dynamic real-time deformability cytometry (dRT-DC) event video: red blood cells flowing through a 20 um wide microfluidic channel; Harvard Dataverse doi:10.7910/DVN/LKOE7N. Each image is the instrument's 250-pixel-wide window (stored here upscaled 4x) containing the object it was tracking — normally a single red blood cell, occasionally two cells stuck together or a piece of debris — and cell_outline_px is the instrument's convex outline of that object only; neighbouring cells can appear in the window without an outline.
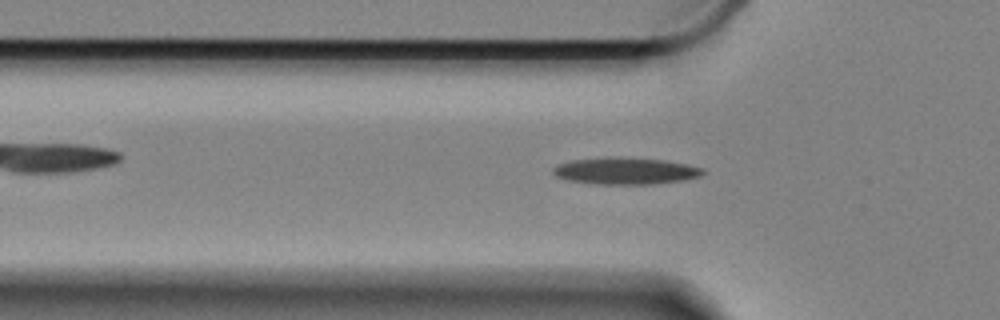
{"species": "Egyptian fruit bat (a non-hibernating species)", "species_latin": "Rousettus aegyptiacus", "temperature_condition": "cold", "stored_images_in_passage": 44, "camera_frame_rate_fps": 3000, "um_per_image_px": 0.085, "animal": {"sex": "female"}, "frame": {"image": 1, "passage_image": 18, "time_ms": 5.667, "image_size_px": [1000, 320], "cell_outline_px": [[704, 172], [700, 176], [684, 180], [652, 184], [600, 184], [568, 180], [556, 176], [552, 172], [552, 168], [556, 164], [572, 160], [608, 156], [612, 156], [664, 160], [704, 168]], "centroid_in_image_um": [53.13, 14.52], "position_along_channel_um": 72.7, "area_um2": 23.47}}
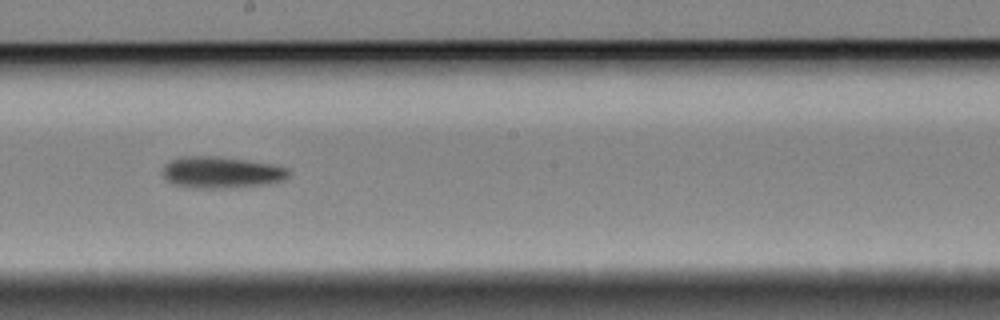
{"frame": {"image": 2, "passage_image": 32, "time_ms": 10.333, "image_size_px": [1000, 320], "cell_outline_px": [[292, 172], [284, 180], [264, 184], [216, 188], [200, 188], [176, 184], [168, 180], [164, 176], [164, 164], [180, 156], [220, 156], [272, 164], [288, 168]], "centroid_in_image_um": [18.85, 14.63], "position_along_channel_um": 229.4, "area_um2": 22.83}}
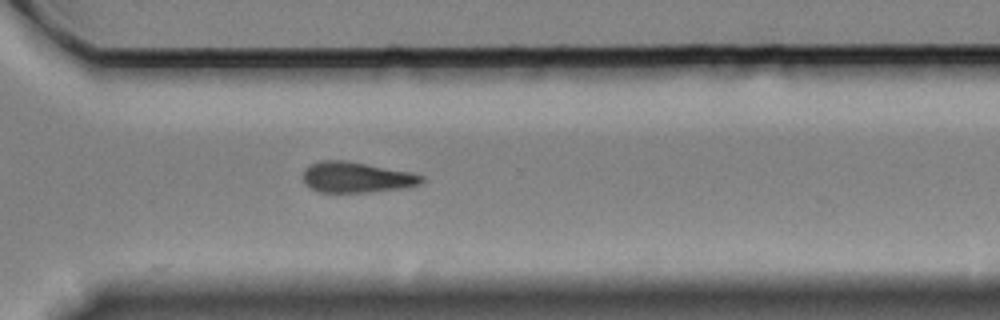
{"frame": {"image": 3, "passage_image": 42, "time_ms": 13.667, "image_size_px": [1000, 320], "cell_outline_px": [[424, 180], [420, 184], [400, 188], [368, 192], [320, 192], [312, 188], [304, 180], [304, 168], [320, 160], [344, 160], [412, 172], [424, 176]], "centroid_in_image_um": [30.32, 15.06], "position_along_channel_um": 340.3, "area_um2": 20.92}}